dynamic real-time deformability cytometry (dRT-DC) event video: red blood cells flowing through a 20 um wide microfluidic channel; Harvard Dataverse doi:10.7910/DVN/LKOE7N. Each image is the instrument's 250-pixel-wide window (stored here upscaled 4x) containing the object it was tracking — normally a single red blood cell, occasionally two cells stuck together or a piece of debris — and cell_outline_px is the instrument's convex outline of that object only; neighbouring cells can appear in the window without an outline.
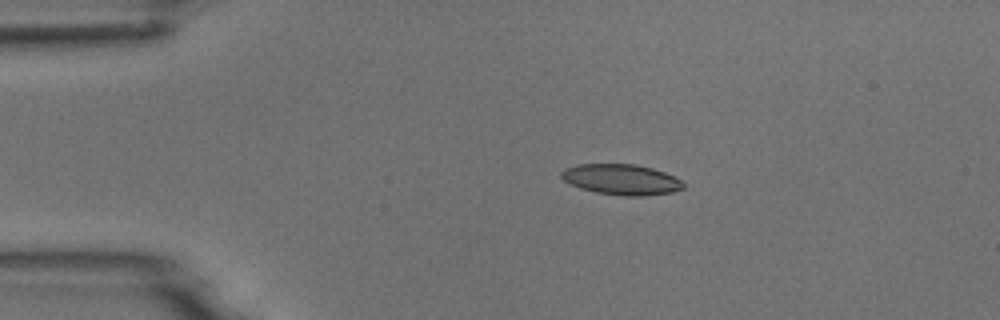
{"species": "common noctule bat (a hibernating species)", "species_latin": "Nyctalus noctula", "temperature_condition": "room temperature", "stored_images_in_passage": 4, "camera_frame_rate_fps": 3000, "um_per_image_px": 0.085, "animal": {"sex": "male", "body_mass_g": 18.8}, "frame": {"image": 1, "passage_image": 1, "time_ms": 0.0, "image_size_px": [1000, 320], "cell_outline_px": [[684, 188], [672, 192], [644, 196], [624, 196], [596, 192], [580, 188], [564, 180], [560, 176], [560, 172], [564, 168], [576, 164], [636, 164], [652, 168], [664, 172], [680, 180], [684, 184]], "centroid_in_image_um": [52.79, 15.25], "position_along_channel_um": 32.2, "area_um2": 21.73}}
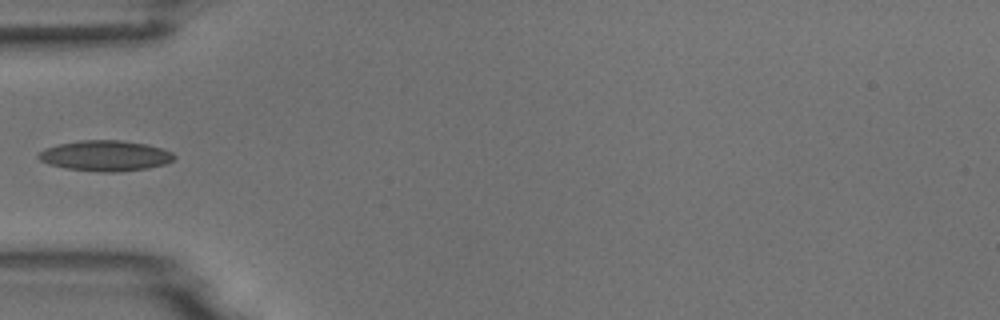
{"frame": {"image": 2, "passage_image": 3, "time_ms": 2.333, "image_size_px": [1000, 320], "cell_outline_px": [[176, 156], [172, 160], [164, 164], [148, 168], [116, 172], [100, 172], [68, 168], [48, 164], [40, 160], [36, 156], [44, 148], [60, 144], [80, 140], [120, 140], [148, 144], [164, 148], [172, 152]], "centroid_in_image_um": [8.97, 13.23], "position_along_channel_um": 76.0, "area_um2": 24.16}}